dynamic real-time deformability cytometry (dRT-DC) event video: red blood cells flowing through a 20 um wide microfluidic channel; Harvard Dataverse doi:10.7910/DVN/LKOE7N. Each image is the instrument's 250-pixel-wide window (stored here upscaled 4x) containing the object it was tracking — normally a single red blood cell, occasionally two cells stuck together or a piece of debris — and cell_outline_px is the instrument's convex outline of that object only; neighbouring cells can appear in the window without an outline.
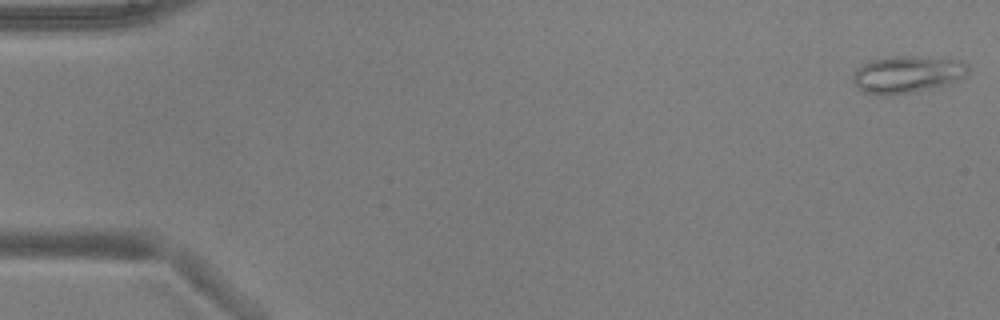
{"species": "common noctule bat (a hibernating species)", "species_latin": "Nyctalus noctula", "temperature_condition": "warm", "stored_images_in_passage": 6, "camera_frame_rate_fps": 3000, "um_per_image_px": 0.085, "animal": {"sex": "male", "body_mass_g": 17.9, "forearm_length_mm": 54.2}, "frame": {"image": 1, "passage_image": 1, "time_ms": 0.0, "image_size_px": [1000, 320], "cell_outline_px": [[968, 76], [956, 80], [928, 88], [912, 92], [888, 96], [880, 96], [864, 92], [856, 88], [852, 84], [852, 72], [856, 68], [868, 60], [892, 56], [912, 56], [960, 60], [968, 64]], "centroid_in_image_um": [77.01, 6.32], "position_along_channel_um": 8.0, "area_um2": 25.14}}
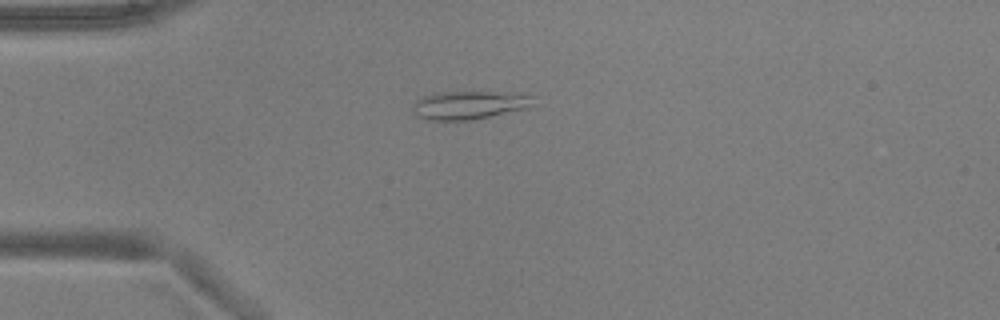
{"frame": {"image": 2, "passage_image": 4, "time_ms": 1.0, "image_size_px": [1000, 320], "cell_outline_px": [[536, 104], [532, 108], [472, 120], [428, 120], [416, 116], [412, 108], [412, 104], [420, 96], [432, 92], [492, 92], [536, 96]], "centroid_in_image_um": [39.9, 8.93], "position_along_channel_um": 45.1, "area_um2": 20.4}}